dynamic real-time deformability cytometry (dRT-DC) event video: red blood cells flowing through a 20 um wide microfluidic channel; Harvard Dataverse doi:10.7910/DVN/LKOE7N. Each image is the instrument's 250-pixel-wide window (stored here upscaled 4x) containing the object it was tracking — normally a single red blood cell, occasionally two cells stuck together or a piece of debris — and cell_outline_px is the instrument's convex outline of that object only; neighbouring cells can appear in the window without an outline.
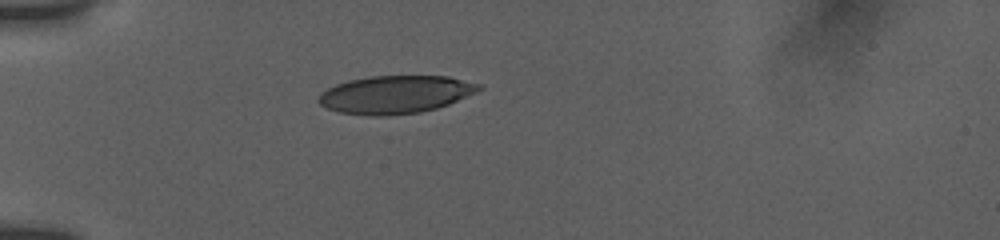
{"species": "human", "species_latin": "Homo sapiens", "temperature_condition": "room temperature", "stored_images_in_passage": 25, "camera_frame_rate_fps": 3000, "um_per_image_px": 0.085, "donor": {"sex": "female"}, "frame": {"image": 1, "passage_image": 1, "time_ms": 0.0, "image_size_px": [1000, 240], "cell_outline_px": [[484, 88], [476, 92], [448, 104], [436, 108], [420, 112], [384, 116], [368, 116], [340, 112], [328, 108], [320, 104], [316, 100], [320, 92], [336, 84], [348, 80], [372, 76], [448, 76], [480, 84]], "centroid_in_image_um": [33.58, 8.03], "position_along_channel_um": 51.4, "area_um2": 35.37}}
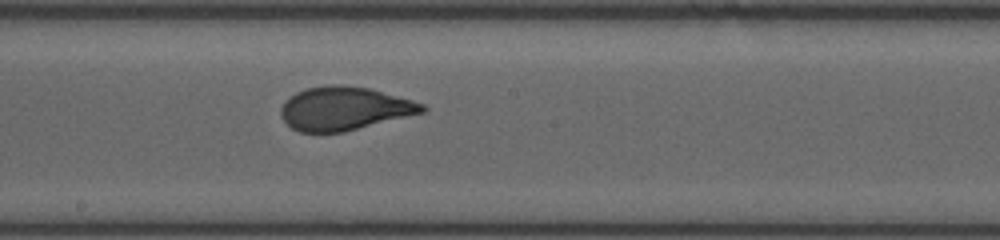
{"frame": {"image": 2, "passage_image": 10, "time_ms": 5.0, "image_size_px": [1000, 240], "cell_outline_px": [[428, 108], [424, 112], [344, 132], [300, 132], [292, 128], [280, 116], [280, 108], [296, 92], [308, 88], [332, 84], [340, 84], [372, 88], [412, 100], [424, 104]], "centroid_in_image_um": [29.29, 9.22], "position_along_channel_um": 218.9, "area_um2": 35.66}}
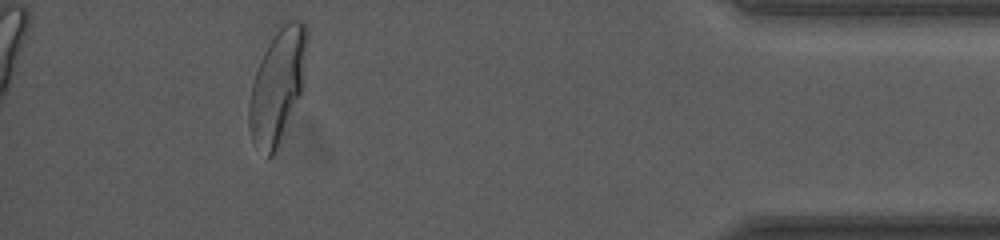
{"frame": {"image": 3, "passage_image": 22, "time_ms": 11.333, "image_size_px": [1000, 240], "cell_outline_px": [[308, 32], [300, 96], [272, 156], [268, 160], [264, 160], [252, 140], [248, 124], [248, 104], [252, 80], [260, 60], [268, 44], [276, 32], [288, 20], [304, 20], [308, 28]], "centroid_in_image_um": [23.55, 7.32], "position_along_channel_um": 411.7, "area_um2": 38.03}, "authors_computed_cell_mechanics": {"area_um2": 35.9516, "velocity_mm_per_s": 3.777, "shape_relaxation_time_tau1_ms": 7.3168, "shape_relaxation_time_tau2_ms": null, "deformation_change_tau1": 0.2299, "deformation_change_tau2": null}}